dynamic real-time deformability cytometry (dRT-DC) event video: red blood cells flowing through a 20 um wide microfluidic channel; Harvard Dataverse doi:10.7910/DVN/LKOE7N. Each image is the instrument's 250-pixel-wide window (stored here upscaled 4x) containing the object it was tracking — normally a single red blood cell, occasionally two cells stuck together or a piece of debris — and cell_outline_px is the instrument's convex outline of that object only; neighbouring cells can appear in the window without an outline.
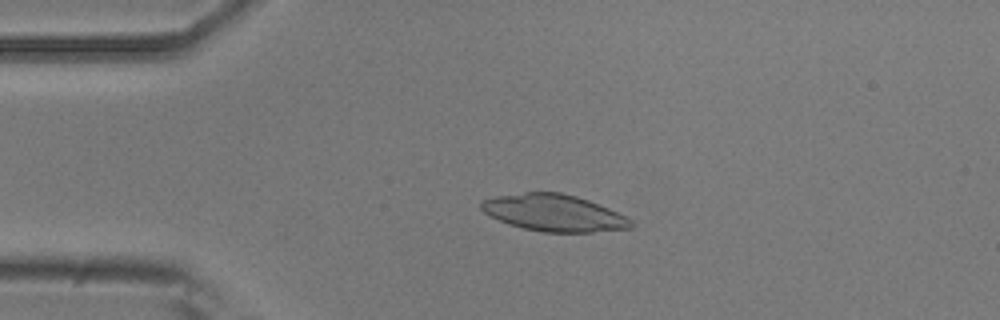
{"species": "common noctule bat (a hibernating species)", "species_latin": "Nyctalus noctula", "temperature_condition": "room temperature", "stored_images_in_passage": 52, "camera_frame_rate_fps": 3000, "um_per_image_px": 0.085, "animal": {"sex": "male", "body_mass_g": 20.5, "forearm_length_mm": 52.5}, "frame": {"image": 1, "passage_image": 11, "time_ms": 3.333, "image_size_px": [1000, 320], "cell_outline_px": [[636, 224], [632, 228], [592, 232], [544, 232], [524, 228], [508, 224], [484, 212], [480, 208], [480, 204], [484, 200], [496, 196], [524, 192], [560, 192], [576, 196], [588, 200], [608, 208], [632, 220]], "centroid_in_image_um": [47.1, 18.1], "position_along_channel_um": 37.9, "area_um2": 31.91}}
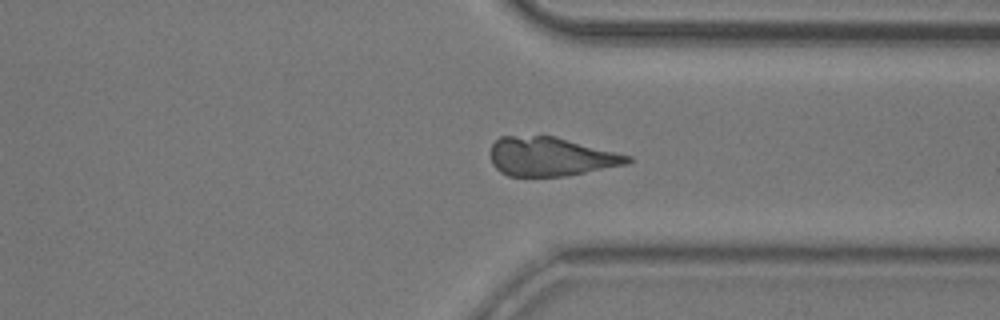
{"frame": {"image": 2, "passage_image": 39, "time_ms": 12.667, "image_size_px": [1000, 320], "cell_outline_px": [[632, 160], [628, 164], [564, 176], [508, 176], [500, 172], [492, 164], [492, 144], [500, 136], [556, 136], [632, 156]], "centroid_in_image_um": [46.83, 13.31], "position_along_channel_um": 364.6, "area_um2": 30.98}}
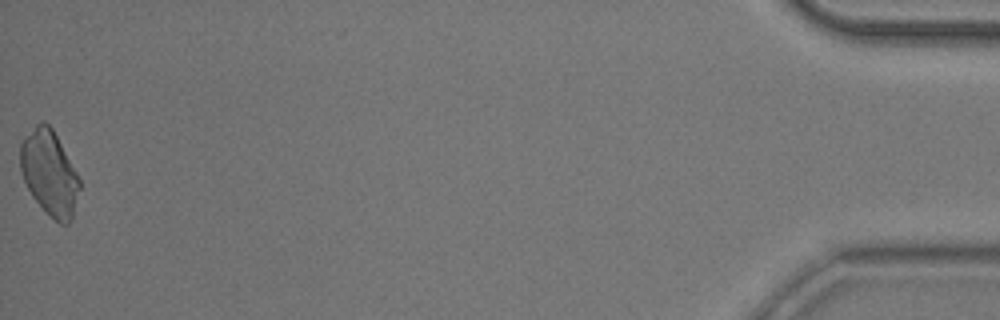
{"frame": {"image": 3, "passage_image": 52, "time_ms": 17.0, "image_size_px": [1000, 320], "cell_outline_px": [[80, 188], [72, 216], [68, 224], [60, 224], [32, 196], [20, 172], [20, 144], [24, 136], [40, 120], [44, 120], [52, 128], [76, 172], [80, 180]], "centroid_in_image_um": [4.18, 14.65], "position_along_channel_um": 431.0, "area_um2": 28.84}}